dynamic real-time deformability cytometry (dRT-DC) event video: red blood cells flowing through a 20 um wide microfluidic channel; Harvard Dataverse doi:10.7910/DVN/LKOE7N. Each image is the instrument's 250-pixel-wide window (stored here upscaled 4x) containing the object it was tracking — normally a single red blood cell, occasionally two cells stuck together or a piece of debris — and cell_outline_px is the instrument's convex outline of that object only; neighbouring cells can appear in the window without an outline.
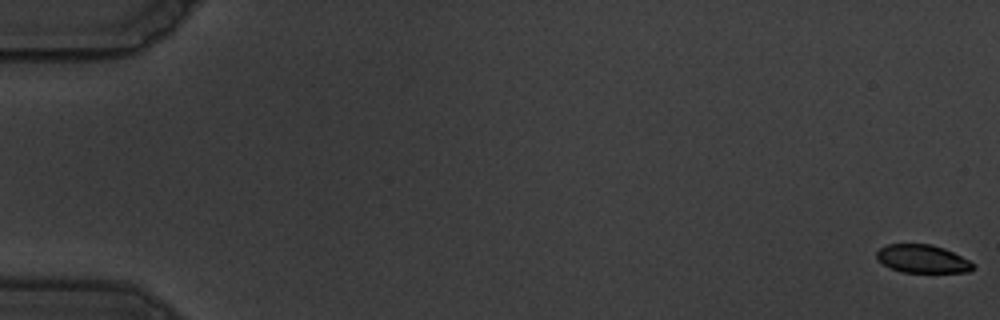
{"species": "common noctule bat (a hibernating species)", "species_latin": "Nyctalus noctula", "temperature_condition": "warm", "stored_images_in_passage": 58, "camera_frame_rate_fps": 3000, "um_per_image_px": 0.085, "animal": {"sex": "male", "body_mass_g": 19.5, "forearm_length_mm": 54.6}, "frame": {"image": 1, "passage_image": 1, "time_ms": 0.0, "image_size_px": [1000, 320], "cell_outline_px": [[976, 268], [968, 272], [900, 272], [884, 264], [876, 256], [876, 252], [880, 248], [888, 244], [932, 244], [944, 248], [976, 264]], "centroid_in_image_um": [78.44, 22.0], "position_along_channel_um": 6.6, "area_um2": 15.72}}
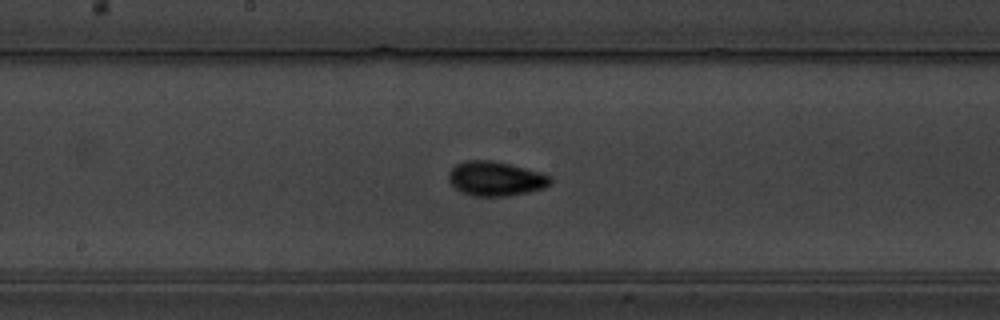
{"frame": {"image": 2, "passage_image": 32, "time_ms": 10.333, "image_size_px": [1000, 320], "cell_outline_px": [[552, 184], [544, 188], [528, 192], [504, 196], [476, 196], [460, 192], [448, 180], [448, 172], [456, 164], [468, 160], [492, 160], [512, 164], [540, 172], [552, 176]], "centroid_in_image_um": [42.15, 15.18], "position_along_channel_um": 206.1, "area_um2": 20.58}}
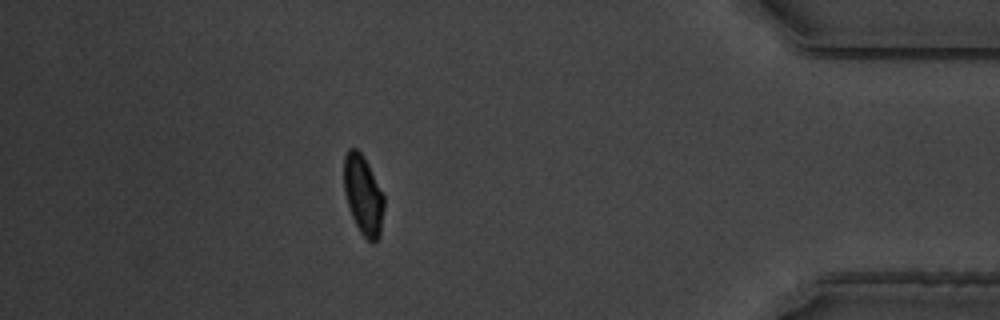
{"frame": {"image": 3, "passage_image": 52, "time_ms": 17.0, "image_size_px": [1000, 320], "cell_outline_px": [[384, 208], [380, 236], [372, 244], [360, 232], [352, 216], [344, 192], [344, 156], [348, 148], [356, 148], [364, 156], [384, 196]], "centroid_in_image_um": [30.87, 16.57], "position_along_channel_um": 404.3, "area_um2": 18.5}, "authors_computed_cell_mechanics": {"area_um2": 18.6983, "velocity_mm_per_s": 3.5688, "shape_relaxation_time_tau1_ms": 3.6621, "shape_relaxation_time_tau2_ms": 1.8096, "deformation_change_tau1": 0.135, "deformation_change_tau2": 0.0542}}